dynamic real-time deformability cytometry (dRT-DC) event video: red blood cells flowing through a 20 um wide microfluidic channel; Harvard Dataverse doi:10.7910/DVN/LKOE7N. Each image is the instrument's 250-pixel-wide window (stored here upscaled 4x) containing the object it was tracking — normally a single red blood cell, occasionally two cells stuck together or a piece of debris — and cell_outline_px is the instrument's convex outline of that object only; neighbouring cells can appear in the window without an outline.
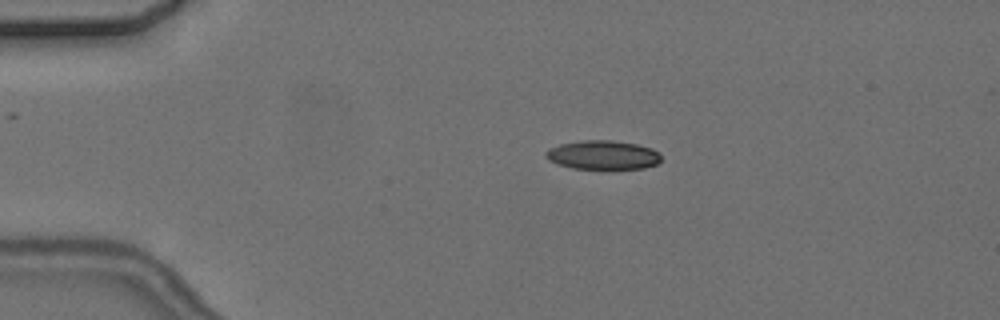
{"species": "common noctule bat (a hibernating species)", "species_latin": "Nyctalus noctula", "temperature_condition": "cold", "stored_images_in_passage": 5, "camera_frame_rate_fps": 3000, "um_per_image_px": 0.085, "animal": {"sex": "female", "body_mass_g": 24.6, "forearm_length_mm": 56.2}, "frame": {"image": 1, "passage_image": 2, "time_ms": 1.333, "image_size_px": [1000, 320], "cell_outline_px": [[660, 160], [656, 164], [644, 168], [608, 172], [600, 172], [572, 168], [556, 164], [548, 160], [544, 156], [544, 152], [548, 148], [560, 144], [584, 140], [612, 140], [636, 144], [652, 148], [660, 152]], "centroid_in_image_um": [51.22, 13.23], "position_along_channel_um": 33.8, "area_um2": 20.63}}
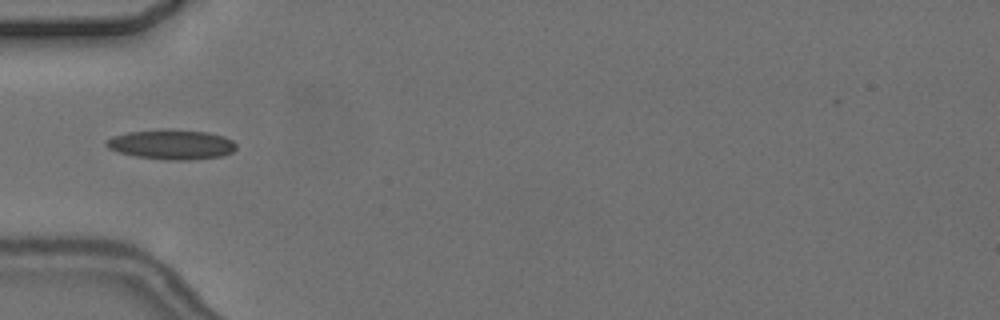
{"frame": {"image": 2, "passage_image": 4, "time_ms": 3.667, "image_size_px": [1000, 320], "cell_outline_px": [[236, 148], [232, 152], [224, 156], [188, 160], [168, 160], [136, 156], [120, 152], [108, 148], [104, 144], [104, 140], [112, 136], [128, 132], [164, 128], [168, 128], [208, 132], [224, 136], [232, 140], [236, 144]], "centroid_in_image_um": [14.58, 12.26], "position_along_channel_um": 70.4, "area_um2": 22.89}}
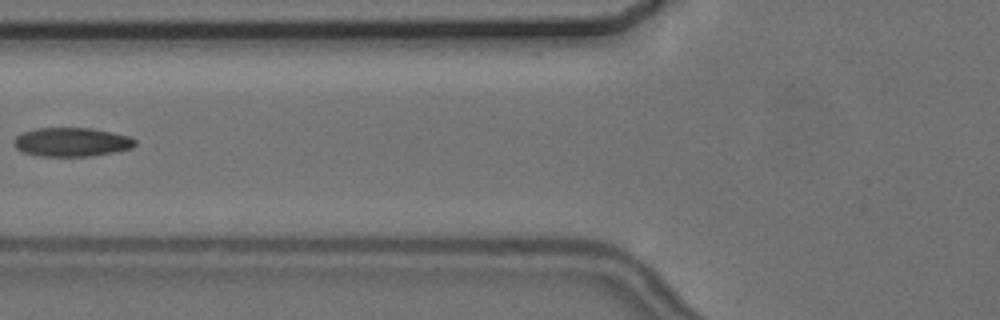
{"frame": {"image": 3, "passage_image": 5, "time_ms": 5.0, "image_size_px": [1000, 320], "cell_outline_px": [[136, 144], [132, 148], [116, 152], [92, 156], [40, 156], [24, 152], [16, 148], [16, 136], [24, 132], [36, 128], [92, 128], [132, 136], [136, 140]], "centroid_in_image_um": [6.17, 12.07], "position_along_channel_um": 119.6, "area_um2": 20.4}}